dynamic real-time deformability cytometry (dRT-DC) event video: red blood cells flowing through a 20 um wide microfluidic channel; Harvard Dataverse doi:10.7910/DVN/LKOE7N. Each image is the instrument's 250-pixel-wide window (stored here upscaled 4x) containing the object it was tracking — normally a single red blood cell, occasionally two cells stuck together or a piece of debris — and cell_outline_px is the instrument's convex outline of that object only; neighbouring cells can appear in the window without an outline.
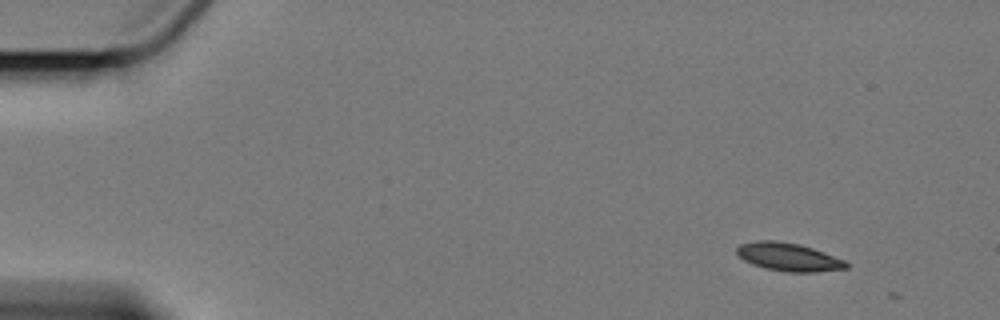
{"species": "Egyptian fruit bat (a non-hibernating species)", "species_latin": "Rousettus aegyptiacus", "temperature_condition": "cold", "stored_images_in_passage": 2, "camera_frame_rate_fps": 3000, "um_per_image_px": 0.085, "animal": {"sex": "female"}, "frame": {"image": 1, "passage_image": 1, "time_ms": 0.0, "image_size_px": [1000, 320], "cell_outline_px": [[848, 268], [816, 272], [788, 272], [764, 268], [752, 264], [744, 260], [736, 252], [736, 248], [740, 244], [756, 240], [776, 240], [800, 244], [824, 252], [844, 260], [848, 264]], "centroid_in_image_um": [67.01, 21.84], "position_along_channel_um": 18.0, "area_um2": 17.98}}